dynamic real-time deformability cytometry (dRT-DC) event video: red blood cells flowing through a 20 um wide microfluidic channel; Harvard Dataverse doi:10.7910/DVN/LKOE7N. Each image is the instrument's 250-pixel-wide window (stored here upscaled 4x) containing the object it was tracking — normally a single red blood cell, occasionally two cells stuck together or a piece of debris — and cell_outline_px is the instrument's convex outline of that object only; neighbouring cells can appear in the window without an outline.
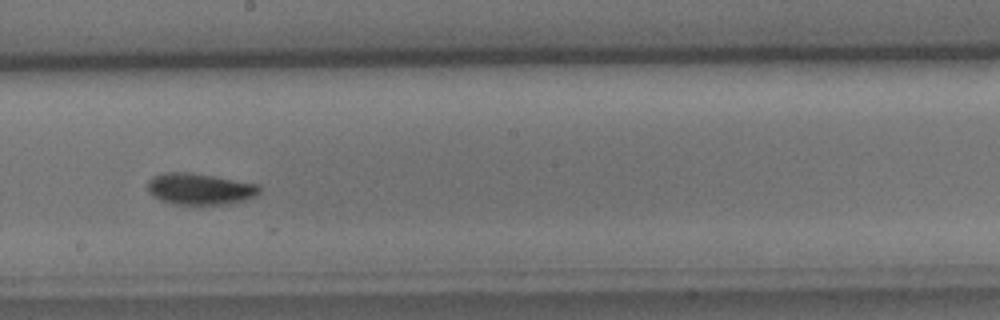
{"species": "common noctule bat (a hibernating species)", "species_latin": "Nyctalus noctula", "temperature_condition": "cold", "stored_images_in_passage": 38, "camera_frame_rate_fps": 3000, "um_per_image_px": 0.085, "animal": {"sex": "male", "body_mass_g": 15.6}, "frame": {"image": 1, "passage_image": 17, "time_ms": 5.333, "image_size_px": [1000, 320], "cell_outline_px": [[260, 192], [256, 196], [244, 200], [228, 204], [172, 204], [160, 200], [152, 196], [148, 192], [148, 180], [152, 176], [164, 172], [192, 172], [260, 184]], "centroid_in_image_um": [16.98, 16.05], "position_along_channel_um": 231.2, "area_um2": 20.75}}
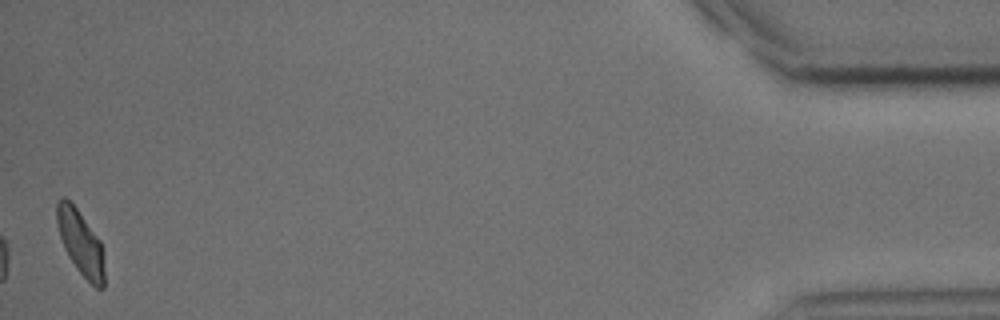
{"frame": {"image": 2, "passage_image": 38, "time_ms": 12.333, "image_size_px": [1000, 320], "cell_outline_px": [[104, 288], [96, 288], [76, 268], [68, 256], [64, 248], [60, 236], [56, 220], [56, 204], [64, 196], [76, 208], [100, 240], [104, 272]], "centroid_in_image_um": [6.83, 20.63], "position_along_channel_um": 428.4, "area_um2": 17.51}, "authors_computed_cell_mechanics": {"area_um2": 19.8832, "velocity_mm_per_s": 4.014, "shape_relaxation_time_tau1_ms": 3.6635, "shape_relaxation_time_tau2_ms": 9.7115, "deformation_change_tau1": 0.1098, "deformation_change_tau2": 0.1555}}